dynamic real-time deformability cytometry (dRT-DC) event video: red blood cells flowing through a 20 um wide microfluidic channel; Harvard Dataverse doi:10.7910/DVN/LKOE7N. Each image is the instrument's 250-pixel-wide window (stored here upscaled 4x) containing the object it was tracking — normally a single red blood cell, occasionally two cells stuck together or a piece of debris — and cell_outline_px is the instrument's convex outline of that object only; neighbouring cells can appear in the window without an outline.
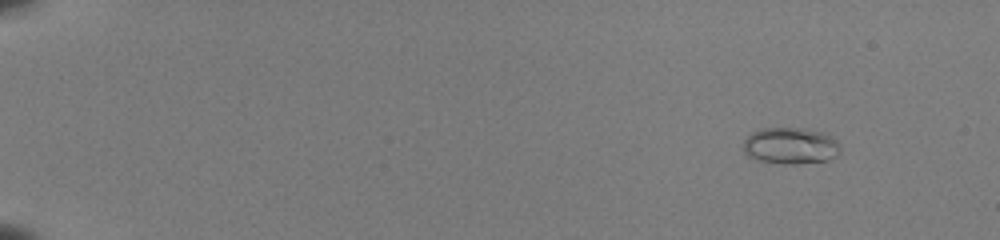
{"species": "common noctule bat (a hibernating species)", "species_latin": "Nyctalus noctula", "temperature_condition": "room temperature", "stored_images_in_passage": 48, "camera_frame_rate_fps": 3000, "um_per_image_px": 0.085, "animal": {"sex": "female", "body_mass_g": 22.0, "forearm_length_mm": 56.7}, "frame": {"image": 1, "passage_image": 1, "time_ms": 0.0, "image_size_px": [1000, 240], "cell_outline_px": [[840, 152], [836, 156], [828, 160], [796, 164], [780, 164], [760, 160], [748, 156], [744, 152], [744, 140], [752, 132], [760, 128], [796, 128], [824, 132], [832, 136], [840, 144]], "centroid_in_image_um": [67.21, 12.39], "position_along_channel_um": 17.8, "area_um2": 20.75}}
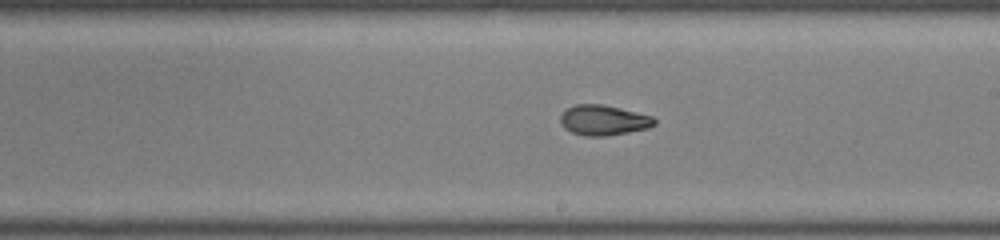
{"frame": {"image": 2, "passage_image": 29, "time_ms": 9.333, "image_size_px": [1000, 240], "cell_outline_px": [[656, 124], [648, 128], [608, 136], [584, 136], [572, 132], [564, 128], [560, 120], [560, 116], [568, 108], [576, 104], [600, 104], [620, 108], [652, 116], [656, 120]], "centroid_in_image_um": [51.3, 10.22], "position_along_channel_um": 237.7, "area_um2": 16.47}}
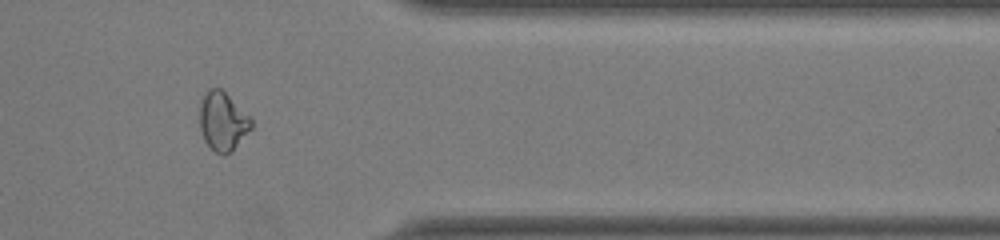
{"frame": {"image": 3, "passage_image": 41, "time_ms": 13.333, "image_size_px": [1000, 240], "cell_outline_px": [[252, 128], [232, 152], [224, 156], [216, 152], [204, 140], [200, 128], [200, 104], [208, 88], [220, 88], [252, 120]], "centroid_in_image_um": [18.93, 10.35], "position_along_channel_um": 392.5, "area_um2": 17.34}, "authors_computed_cell_mechanics": {"area_um2": 17.1955, "velocity_mm_per_s": 4.0328, "shape_relaxation_time_tau1_ms": null, "shape_relaxation_time_tau2_ms": 1.6213, "deformation_change_tau1": null, "deformation_change_tau2": 0.0689}}